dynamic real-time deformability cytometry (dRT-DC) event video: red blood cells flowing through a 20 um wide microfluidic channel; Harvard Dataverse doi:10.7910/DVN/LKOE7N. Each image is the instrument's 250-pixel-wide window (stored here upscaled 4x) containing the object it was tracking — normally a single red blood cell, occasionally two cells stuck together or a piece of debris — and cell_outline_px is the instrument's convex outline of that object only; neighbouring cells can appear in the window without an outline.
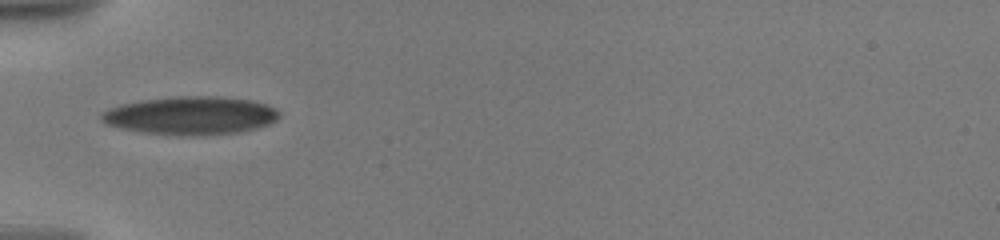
{"species": "human", "species_latin": "Homo sapiens", "temperature_condition": "warm", "stored_images_in_passage": 2, "camera_frame_rate_fps": 3000, "um_per_image_px": 0.085, "donor": {"sex": "male"}, "frame": {"image": 1, "passage_image": 1, "time_ms": 0.0, "image_size_px": [1000, 240], "cell_outline_px": [[280, 116], [276, 120], [268, 124], [256, 128], [236, 132], [200, 136], [176, 136], [144, 132], [120, 128], [104, 124], [100, 120], [100, 112], [108, 108], [120, 104], [140, 100], [176, 96], [220, 96], [252, 100], [268, 104], [276, 108], [280, 112]], "centroid_in_image_um": [16.18, 9.82], "position_along_channel_um": 68.8, "area_um2": 40.17}}